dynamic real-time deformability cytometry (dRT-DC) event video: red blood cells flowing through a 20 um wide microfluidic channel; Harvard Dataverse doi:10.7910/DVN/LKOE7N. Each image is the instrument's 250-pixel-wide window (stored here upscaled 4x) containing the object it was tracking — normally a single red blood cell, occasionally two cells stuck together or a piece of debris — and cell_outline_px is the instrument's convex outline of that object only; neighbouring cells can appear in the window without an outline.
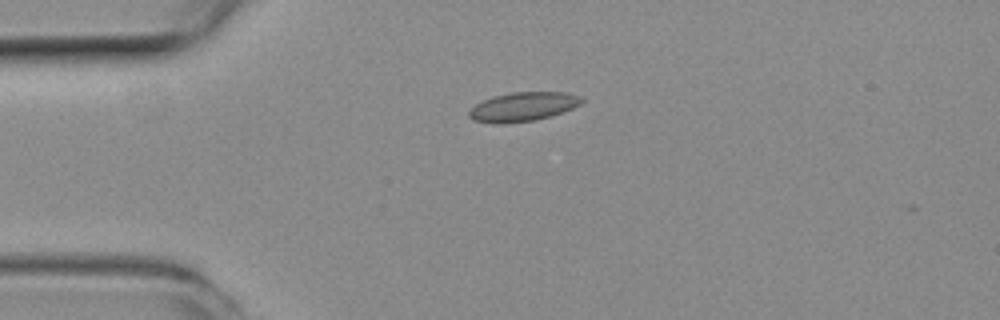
{"species": "common noctule bat (a hibernating species)", "species_latin": "Nyctalus noctula", "temperature_condition": "room temperature", "stored_images_in_passage": 5, "camera_frame_rate_fps": 3000, "um_per_image_px": 0.085, "animal": {"sex": "female", "body_mass_g": 19.3, "forearm_length_mm": 54.1}, "frame": {"image": 1, "passage_image": 1, "time_ms": 0.0, "image_size_px": [1000, 320], "cell_outline_px": [[584, 100], [580, 104], [572, 108], [552, 116], [536, 120], [504, 124], [496, 124], [472, 120], [468, 116], [468, 112], [476, 104], [492, 96], [512, 92], [568, 92], [580, 96]], "centroid_in_image_um": [44.45, 9.08], "position_along_channel_um": 40.6, "area_um2": 19.25}}